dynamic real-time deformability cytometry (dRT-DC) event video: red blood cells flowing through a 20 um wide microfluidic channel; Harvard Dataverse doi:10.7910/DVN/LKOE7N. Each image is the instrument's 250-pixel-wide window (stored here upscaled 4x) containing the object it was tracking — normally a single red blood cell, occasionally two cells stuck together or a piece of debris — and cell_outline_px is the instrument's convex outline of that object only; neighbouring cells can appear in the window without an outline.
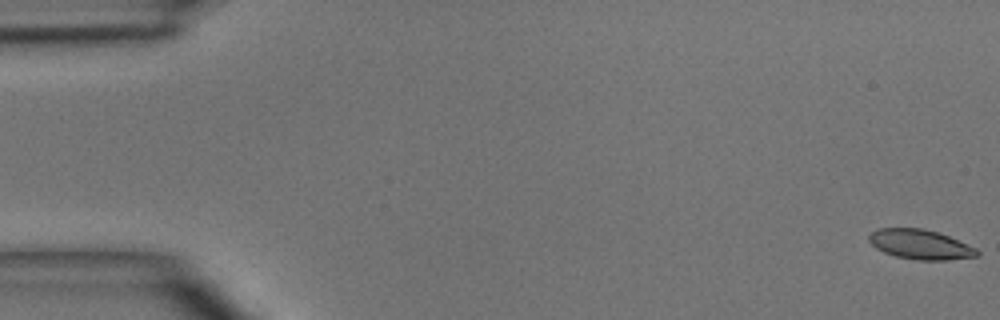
{"species": "common noctule bat (a hibernating species)", "species_latin": "Nyctalus noctula", "temperature_condition": "room temperature", "stored_images_in_passage": 5, "camera_frame_rate_fps": 3000, "um_per_image_px": 0.085, "animal": {"sex": "male", "body_mass_g": 15.6}, "frame": {"image": 1, "passage_image": 1, "time_ms": 0.0, "image_size_px": [1000, 320], "cell_outline_px": [[980, 256], [948, 260], [916, 260], [896, 256], [884, 252], [876, 248], [868, 240], [868, 236], [876, 228], [924, 228], [948, 236], [976, 248], [980, 252]], "centroid_in_image_um": [78.23, 20.78], "position_along_channel_um": 6.8, "area_um2": 18.73}}
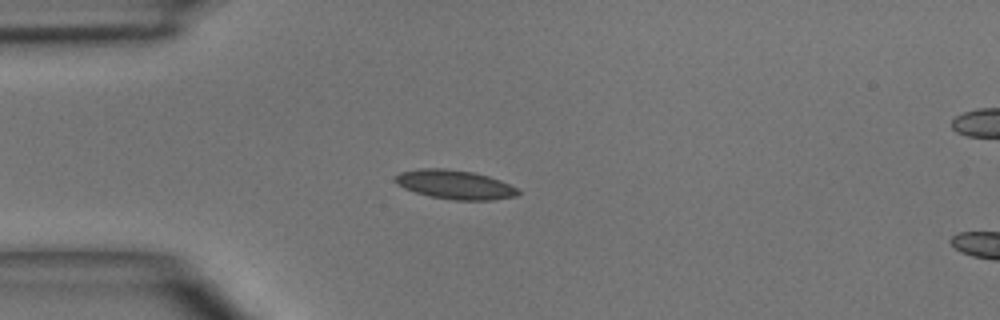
{"frame": {"image": 2, "passage_image": 4, "time_ms": 4.0, "image_size_px": [1000, 320], "cell_outline_px": [[520, 192], [516, 196], [492, 200], [456, 200], [428, 196], [404, 188], [396, 184], [396, 176], [400, 172], [420, 168], [444, 168], [472, 172], [488, 176], [500, 180], [516, 188]], "centroid_in_image_um": [38.65, 15.69], "position_along_channel_um": 46.3, "area_um2": 20.63}}